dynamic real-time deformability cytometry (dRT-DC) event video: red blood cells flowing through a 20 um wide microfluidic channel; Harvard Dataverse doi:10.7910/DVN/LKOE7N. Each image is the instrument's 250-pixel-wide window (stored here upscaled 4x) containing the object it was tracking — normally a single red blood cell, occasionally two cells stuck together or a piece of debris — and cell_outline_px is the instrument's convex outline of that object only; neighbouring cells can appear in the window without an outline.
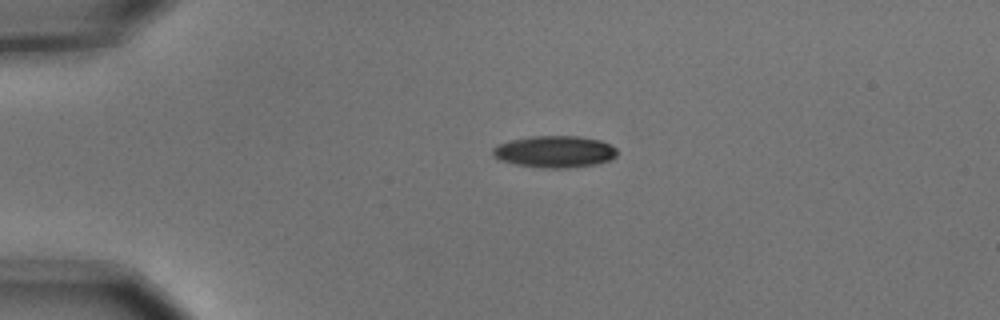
{"species": "common noctule bat (a hibernating species)", "species_latin": "Nyctalus noctula", "temperature_condition": "cold", "stored_images_in_passage": 2, "camera_frame_rate_fps": 3000, "um_per_image_px": 0.085, "animal": {"sex": "male", "body_mass_g": 15.6}, "frame": {"image": 1, "passage_image": 1, "time_ms": 0.0, "image_size_px": [1000, 320], "cell_outline_px": [[616, 156], [608, 160], [596, 164], [568, 168], [544, 168], [512, 164], [500, 160], [492, 156], [492, 148], [496, 144], [512, 140], [532, 136], [580, 136], [600, 140], [616, 148]], "centroid_in_image_um": [47.1, 12.89], "position_along_channel_um": 37.9, "area_um2": 23.12}}